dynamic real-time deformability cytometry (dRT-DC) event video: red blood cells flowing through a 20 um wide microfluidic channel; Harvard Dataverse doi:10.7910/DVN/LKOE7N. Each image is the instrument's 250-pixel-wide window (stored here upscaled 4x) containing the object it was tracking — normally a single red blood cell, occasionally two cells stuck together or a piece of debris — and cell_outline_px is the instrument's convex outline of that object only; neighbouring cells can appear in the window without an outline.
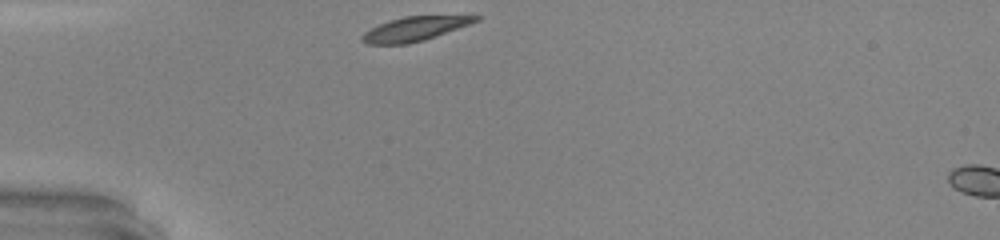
{"species": "common noctule bat (a hibernating species)", "species_latin": "Nyctalus noctula", "temperature_condition": "warm", "stored_images_in_passage": 26, "camera_frame_rate_fps": 3000, "um_per_image_px": 0.085, "animal": {"sex": "male", "body_mass_g": 20.0, "forearm_length_mm": 53.3}, "frame": {"image": 1, "passage_image": 1, "time_ms": 0.0, "image_size_px": [1000, 240], "cell_outline_px": [[480, 20], [436, 36], [424, 40], [408, 44], [364, 44], [360, 40], [360, 36], [364, 32], [380, 24], [404, 16], [480, 16]], "centroid_in_image_um": [35.2, 2.47], "position_along_channel_um": 49.8, "area_um2": 15.78}}
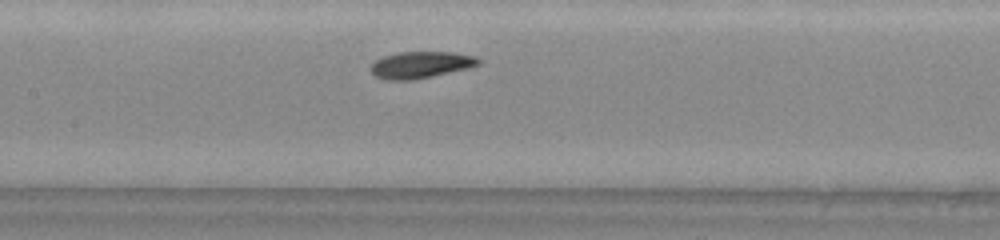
{"frame": {"image": 2, "passage_image": 11, "time_ms": 3.333, "image_size_px": [1000, 240], "cell_outline_px": [[480, 64], [468, 68], [432, 76], [412, 80], [384, 80], [376, 76], [368, 68], [376, 60], [384, 56], [400, 52], [452, 52], [476, 56], [480, 60]], "centroid_in_image_um": [35.75, 5.51], "position_along_channel_um": 171.7, "area_um2": 16.7}}
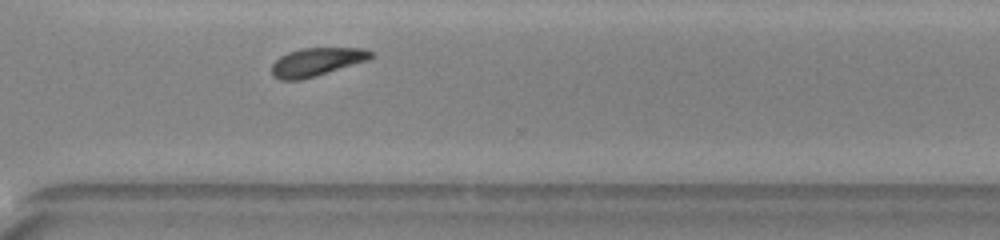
{"frame": {"image": 3, "passage_image": 23, "time_ms": 7.333, "image_size_px": [1000, 240], "cell_outline_px": [[372, 56], [368, 60], [300, 80], [280, 80], [272, 76], [272, 64], [280, 56], [288, 52], [300, 48], [364, 48], [372, 52]], "centroid_in_image_um": [26.87, 5.25], "position_along_channel_um": 343.7, "area_um2": 16.13}, "authors_computed_cell_mechanics": {"area_um2": 16.762, "velocity_mm_per_s": 4.294, "shape_relaxation_time_tau1_ms": 1.9333, "shape_relaxation_time_tau2_ms": 8.6667, "deformation_change_tau1": 0.1067, "deformation_change_tau2": 0.1306}}